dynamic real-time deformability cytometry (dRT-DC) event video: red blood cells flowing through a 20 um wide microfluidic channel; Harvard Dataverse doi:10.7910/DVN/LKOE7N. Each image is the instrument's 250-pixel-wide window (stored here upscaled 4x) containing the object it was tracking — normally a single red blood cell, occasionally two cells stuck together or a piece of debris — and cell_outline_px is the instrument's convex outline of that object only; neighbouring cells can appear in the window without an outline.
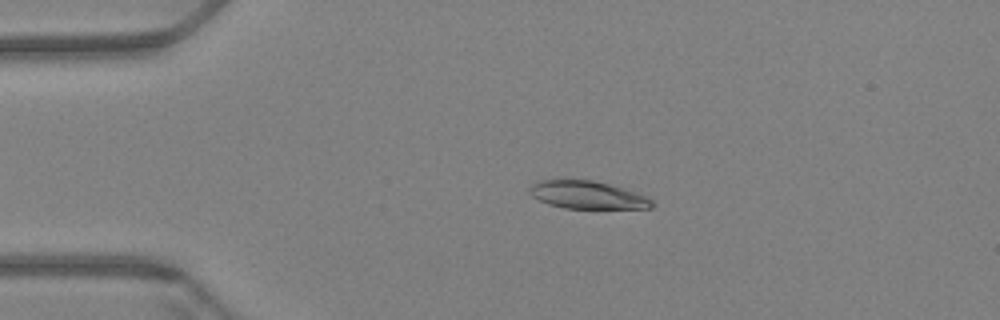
{"species": "Egyptian fruit bat (a non-hibernating species)", "species_latin": "Rousettus aegyptiacus", "temperature_condition": "warm", "stored_images_in_passage": 50, "camera_frame_rate_fps": 3000, "um_per_image_px": 0.085, "animal": {"sex": "female"}, "frame": {"image": 1, "passage_image": 3, "time_ms": 0.667, "image_size_px": [1000, 320], "cell_outline_px": [[656, 204], [652, 208], [564, 208], [548, 204], [532, 196], [528, 192], [528, 188], [532, 184], [540, 180], [592, 180], [624, 188], [644, 196], [652, 200]], "centroid_in_image_um": [49.91, 16.57], "position_along_channel_um": 35.1, "area_um2": 19.65}}
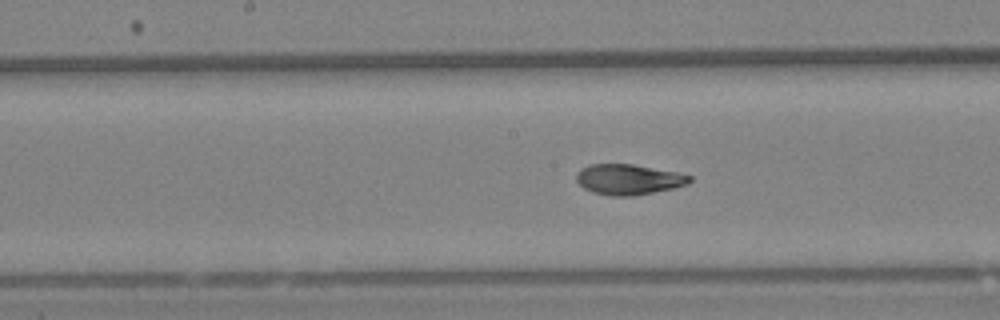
{"frame": {"image": 2, "passage_image": 21, "time_ms": 6.667, "image_size_px": [1000, 320], "cell_outline_px": [[692, 180], [688, 184], [676, 188], [632, 196], [612, 196], [592, 192], [584, 188], [576, 180], [576, 172], [580, 168], [588, 164], [632, 164], [676, 172], [692, 176]], "centroid_in_image_um": [53.42, 15.25], "position_along_channel_um": 194.8, "area_um2": 20.23}}
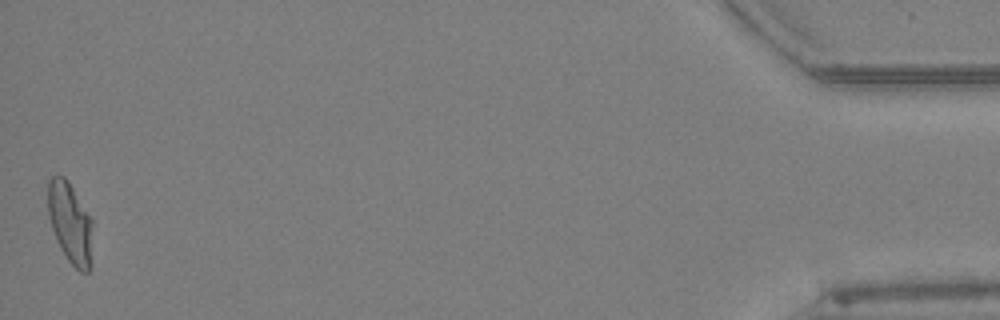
{"frame": {"image": 3, "passage_image": 50, "time_ms": 16.333, "image_size_px": [1000, 320], "cell_outline_px": [[92, 264], [88, 272], [80, 272], [68, 260], [60, 248], [52, 228], [48, 216], [48, 180], [52, 176], [64, 176], [68, 180], [92, 220]], "centroid_in_image_um": [5.98, 18.97], "position_along_channel_um": 429.2, "area_um2": 21.15}, "authors_computed_cell_mechanics": {"area_um2": 20.519, "velocity_mm_per_s": 3.3922, "shape_relaxation_time_tau1_ms": 5.8164, "shape_relaxation_time_tau2_ms": 1.4149, "deformation_change_tau1": 0.2215, "deformation_change_tau2": 0.0712}}